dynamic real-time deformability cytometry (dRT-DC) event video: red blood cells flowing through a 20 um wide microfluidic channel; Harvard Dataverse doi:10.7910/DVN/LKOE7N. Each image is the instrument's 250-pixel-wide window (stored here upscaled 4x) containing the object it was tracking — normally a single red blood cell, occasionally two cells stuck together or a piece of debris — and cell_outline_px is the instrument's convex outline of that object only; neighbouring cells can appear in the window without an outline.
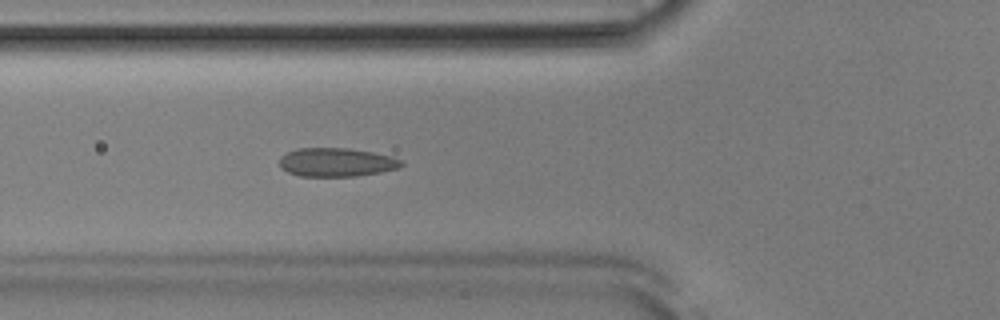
{"species": "Egyptian fruit bat (a non-hibernating species)", "species_latin": "Rousettus aegyptiacus", "temperature_condition": "room temperature", "stored_images_in_passage": 51, "camera_frame_rate_fps": 3000, "um_per_image_px": 0.085, "animal": {"sex": "male"}, "frame": {"image": 1, "passage_image": 18, "time_ms": 5.667, "image_size_px": [1000, 320], "cell_outline_px": [[404, 164], [396, 168], [380, 172], [356, 176], [300, 176], [288, 172], [280, 168], [280, 156], [288, 152], [300, 148], [348, 148], [372, 152], [392, 156], [404, 160]], "centroid_in_image_um": [28.61, 13.79], "position_along_channel_um": 97.2, "area_um2": 20.35}}
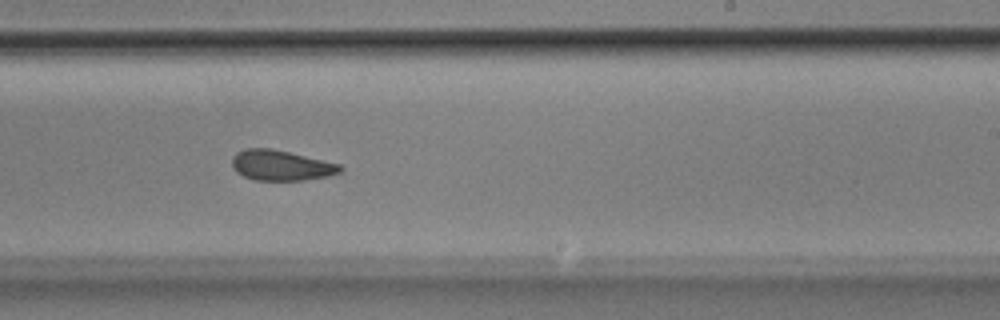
{"frame": {"image": 2, "passage_image": 31, "time_ms": 10.0, "image_size_px": [1000, 320], "cell_outline_px": [[344, 168], [340, 172], [328, 176], [304, 180], [256, 180], [244, 176], [236, 172], [232, 168], [232, 156], [236, 152], [244, 148], [272, 148], [340, 164]], "centroid_in_image_um": [23.86, 14.05], "position_along_channel_um": 265.1, "area_um2": 19.19}}
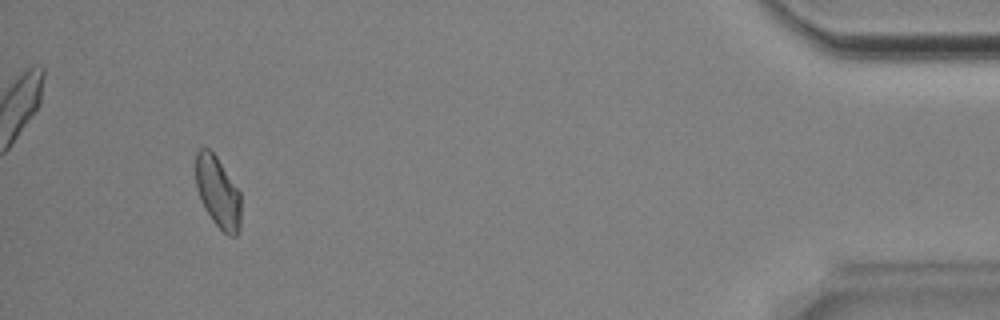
{"frame": {"image": 3, "passage_image": 48, "time_ms": 15.667, "image_size_px": [1000, 320], "cell_outline_px": [[240, 232], [236, 236], [228, 236], [212, 220], [204, 208], [196, 188], [196, 152], [200, 148], [208, 148], [216, 156], [240, 192]], "centroid_in_image_um": [18.52, 16.36], "position_along_channel_um": 416.7, "area_um2": 18.73}, "authors_computed_cell_mechanics": {"area_um2": 19.5942, "velocity_mm_per_s": 3.8799, "shape_relaxation_time_tau1_ms": null, "shape_relaxation_time_tau2_ms": 2.2653, "deformation_change_tau1": null, "deformation_change_tau2": 0.051}}